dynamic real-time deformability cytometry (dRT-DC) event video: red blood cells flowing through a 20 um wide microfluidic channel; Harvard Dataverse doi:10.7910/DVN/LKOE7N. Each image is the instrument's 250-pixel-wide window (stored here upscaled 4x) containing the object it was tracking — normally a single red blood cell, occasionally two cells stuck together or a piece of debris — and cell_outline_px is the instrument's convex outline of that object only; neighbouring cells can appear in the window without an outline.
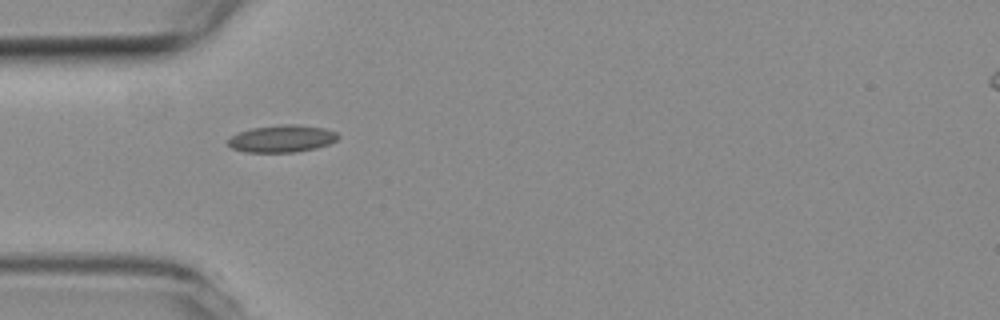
{"species": "common noctule bat (a hibernating species)", "species_latin": "Nyctalus noctula", "temperature_condition": "room temperature", "stored_images_in_passage": 39, "camera_frame_rate_fps": 3000, "um_per_image_px": 0.085, "animal": {"sex": "female", "body_mass_g": 19.3, "forearm_length_mm": 54.1}, "frame": {"image": 1, "passage_image": 1, "time_ms": 0.0, "image_size_px": [1000, 320], "cell_outline_px": [[340, 136], [336, 140], [328, 144], [316, 148], [292, 152], [244, 152], [232, 148], [228, 144], [228, 140], [232, 136], [240, 132], [252, 128], [280, 124], [296, 124], [324, 128], [336, 132]], "centroid_in_image_um": [23.97, 11.78], "position_along_channel_um": 61.0, "area_um2": 17.34}}
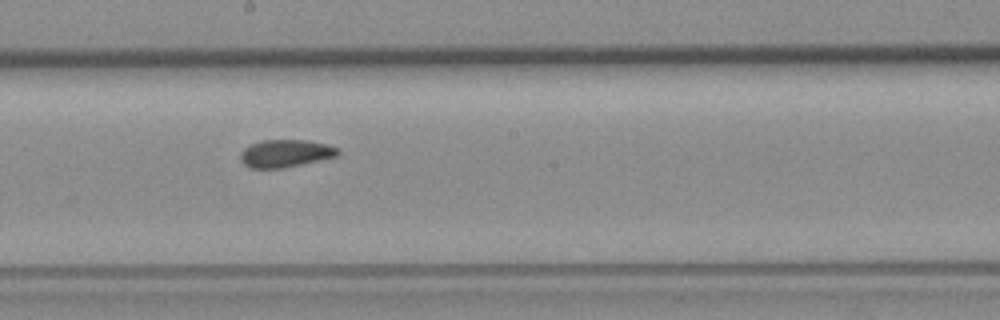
{"frame": {"image": 2, "passage_image": 14, "time_ms": 4.333, "image_size_px": [1000, 320], "cell_outline_px": [[340, 152], [336, 156], [284, 168], [248, 168], [240, 160], [240, 152], [244, 148], [260, 140], [304, 140], [324, 144], [340, 148]], "centroid_in_image_um": [24.22, 13.04], "position_along_channel_um": 224.0, "area_um2": 15.61}}
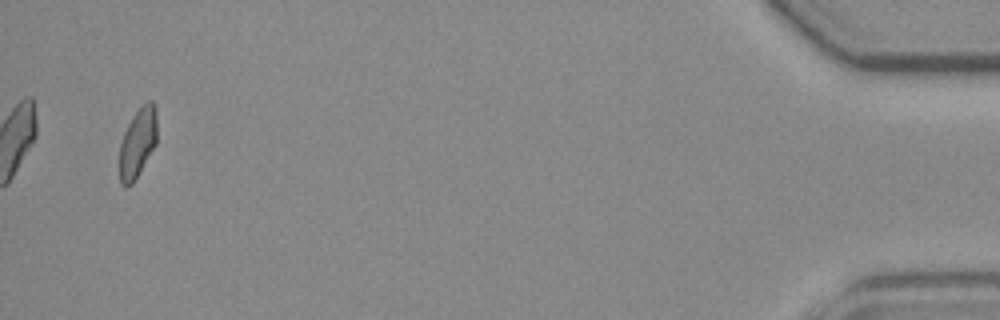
{"frame": {"image": 3, "passage_image": 37, "time_ms": 12.0, "image_size_px": [1000, 320], "cell_outline_px": [[156, 144], [132, 184], [124, 188], [120, 184], [120, 144], [124, 132], [128, 124], [140, 104], [148, 100], [152, 100], [156, 104]], "centroid_in_image_um": [11.71, 12.09], "position_along_channel_um": 423.5, "area_um2": 15.26}, "authors_computed_cell_mechanics": {"area_um2": 15.7794, "velocity_mm_per_s": 3.8014, "shape_relaxation_time_tau1_ms": 9.5655, "shape_relaxation_time_tau2_ms": 1.6733, "deformation_change_tau1": 0.1689, "deformation_change_tau2": 0.0736}}